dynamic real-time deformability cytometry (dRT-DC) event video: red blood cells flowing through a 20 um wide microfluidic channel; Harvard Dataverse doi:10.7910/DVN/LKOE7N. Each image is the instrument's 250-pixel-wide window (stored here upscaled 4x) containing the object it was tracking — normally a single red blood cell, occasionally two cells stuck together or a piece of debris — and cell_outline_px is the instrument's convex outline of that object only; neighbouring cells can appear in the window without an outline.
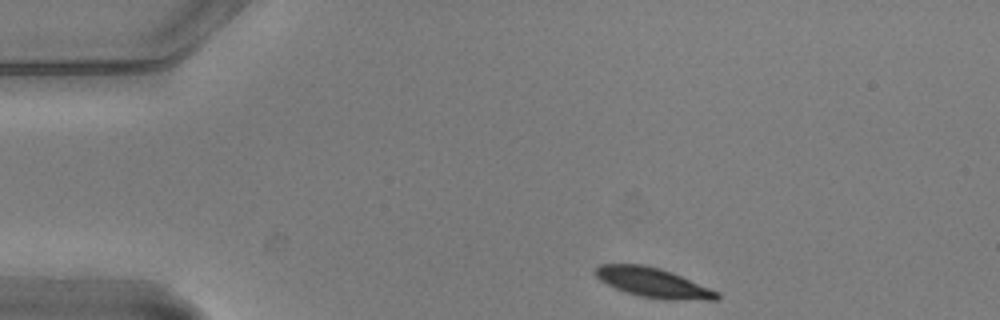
{"species": "common noctule bat (a hibernating species)", "species_latin": "Nyctalus noctula", "temperature_condition": "warm", "stored_images_in_passage": 6, "camera_frame_rate_fps": 3000, "um_per_image_px": 0.085, "animal": {"sex": "male", "body_mass_g": 20.5, "forearm_length_mm": 52.5}, "frame": {"image": 1, "passage_image": 1, "time_ms": 0.0, "image_size_px": [1000, 320], "cell_outline_px": [[720, 300], [668, 300], [640, 296], [624, 292], [600, 280], [596, 276], [596, 268], [600, 264], [644, 264], [660, 268], [672, 272], [720, 292]], "centroid_in_image_um": [55.57, 24.03], "position_along_channel_um": 29.4, "area_um2": 21.04}}